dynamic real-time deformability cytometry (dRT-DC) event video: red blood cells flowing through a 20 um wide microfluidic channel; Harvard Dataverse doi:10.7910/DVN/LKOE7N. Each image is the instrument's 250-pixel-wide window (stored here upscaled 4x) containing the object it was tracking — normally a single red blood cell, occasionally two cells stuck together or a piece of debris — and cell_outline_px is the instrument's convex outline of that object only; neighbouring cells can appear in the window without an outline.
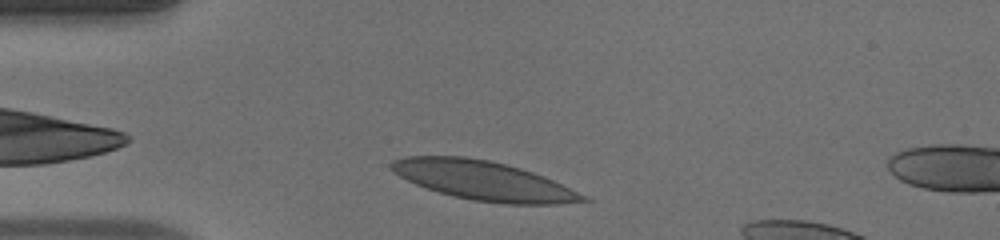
{"species": "human", "species_latin": "Homo sapiens", "temperature_condition": "warm", "stored_images_in_passage": 31, "camera_frame_rate_fps": 3000, "um_per_image_px": 0.085, "donor": {"sex": "male"}, "frame": {"image": 1, "passage_image": 2, "time_ms": 0.333, "image_size_px": [1000, 240], "cell_outline_px": [[592, 200], [548, 204], [508, 204], [472, 200], [440, 192], [416, 184], [400, 176], [388, 164], [392, 160], [408, 156], [464, 156], [488, 160], [520, 168], [544, 176]], "centroid_in_image_um": [41.05, 15.34], "position_along_channel_um": 44.0, "area_um2": 42.77}}
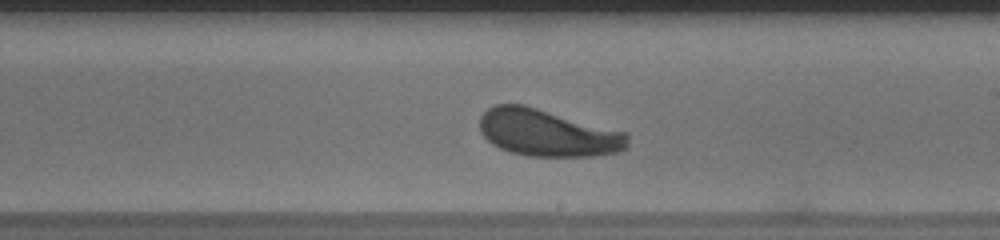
{"frame": {"image": 2, "passage_image": 18, "time_ms": 5.667, "image_size_px": [1000, 240], "cell_outline_px": [[628, 144], [620, 152], [592, 156], [528, 156], [512, 152], [500, 148], [492, 144], [480, 132], [480, 116], [488, 108], [496, 104], [524, 104], [628, 132]], "centroid_in_image_um": [46.56, 11.28], "position_along_channel_um": 242.4, "area_um2": 40.75}}
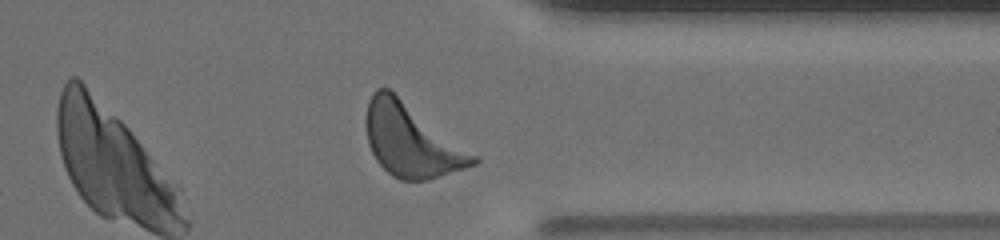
{"frame": {"image": 3, "passage_image": 28, "time_ms": 9.0, "image_size_px": [1000, 240], "cell_outline_px": [[480, 160], [476, 164], [428, 180], [400, 180], [392, 176], [376, 160], [368, 144], [368, 100], [372, 92], [376, 88], [388, 88], [476, 156]], "centroid_in_image_um": [34.95, 11.96], "position_along_channel_um": 376.5, "area_um2": 44.1}, "authors_computed_cell_mechanics": {"area_um2": 40.9802, "velocity_mm_per_s": 4.1538, "shape_relaxation_time_tau1_ms": 3.0839, "shape_relaxation_time_tau2_ms": null, "deformation_change_tau1": 0.1519, "deformation_change_tau2": null}}